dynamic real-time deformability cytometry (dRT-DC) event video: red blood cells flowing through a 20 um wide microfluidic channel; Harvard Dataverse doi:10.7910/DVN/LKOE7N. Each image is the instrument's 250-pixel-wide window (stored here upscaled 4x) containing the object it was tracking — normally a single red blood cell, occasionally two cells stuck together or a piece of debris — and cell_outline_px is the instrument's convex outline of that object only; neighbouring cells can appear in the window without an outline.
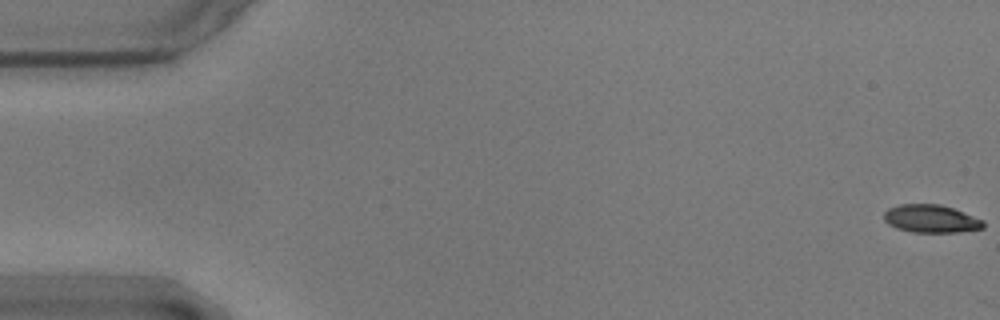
{"species": "common noctule bat (a hibernating species)", "species_latin": "Nyctalus noctula", "temperature_condition": "warm", "stored_images_in_passage": 13, "camera_frame_rate_fps": 3000, "um_per_image_px": 0.085, "animal": {"sex": "male", "body_mass_g": 17.9}, "frame": {"image": 1, "passage_image": 1, "time_ms": 0.0, "image_size_px": [1000, 320], "cell_outline_px": [[984, 228], [960, 232], [912, 232], [896, 228], [888, 224], [884, 220], [884, 212], [888, 208], [900, 204], [940, 204], [952, 208], [984, 220]], "centroid_in_image_um": [79.12, 18.59], "position_along_channel_um": 5.9, "area_um2": 16.18}}